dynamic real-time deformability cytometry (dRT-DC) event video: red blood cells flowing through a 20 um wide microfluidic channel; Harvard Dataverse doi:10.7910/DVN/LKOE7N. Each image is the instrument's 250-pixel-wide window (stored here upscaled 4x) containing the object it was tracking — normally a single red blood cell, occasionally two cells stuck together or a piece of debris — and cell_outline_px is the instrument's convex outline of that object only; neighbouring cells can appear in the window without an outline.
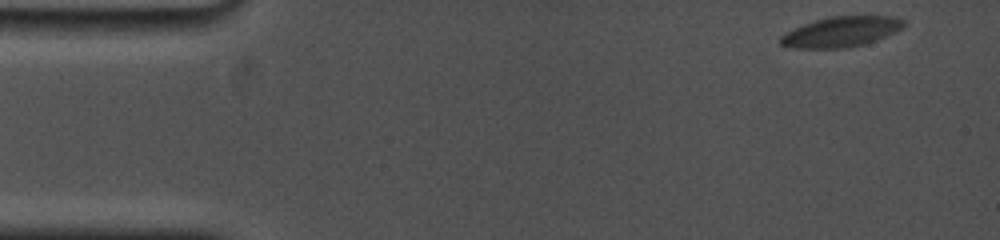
{"species": "common noctule bat (a hibernating species)", "species_latin": "Nyctalus noctula", "temperature_condition": "cold", "stored_images_in_passage": 33, "camera_frame_rate_fps": 5000, "um_per_image_px": 0.085, "animal": {"sex": "female", "body_mass_g": 19.0, "forearm_length_mm": 53.3}, "frame": {"image": 1, "passage_image": 1, "time_ms": 0.0, "image_size_px": [1000, 240], "cell_outline_px": [[908, 24], [904, 28], [864, 44], [844, 48], [792, 48], [780, 44], [780, 36], [804, 24], [828, 16], [896, 16], [904, 20]], "centroid_in_image_um": [71.54, 2.69], "position_along_channel_um": 13.5, "area_um2": 21.62}}
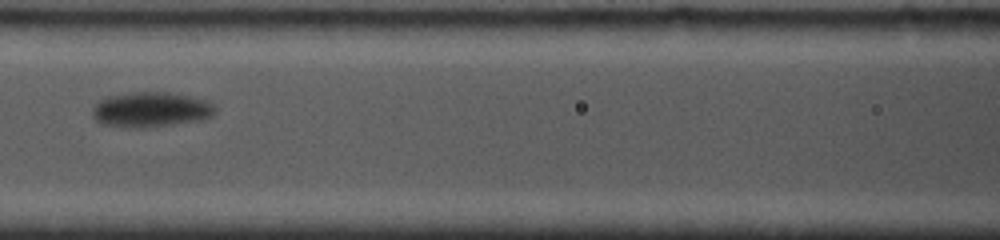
{"frame": {"image": 2, "passage_image": 19, "time_ms": 7.0, "image_size_px": [1000, 240], "cell_outline_px": [[216, 112], [212, 116], [204, 120], [144, 128], [136, 128], [104, 124], [96, 120], [92, 116], [92, 108], [104, 96], [136, 92], [168, 92], [188, 96], [204, 100], [212, 104], [216, 108]], "centroid_in_image_um": [12.82, 9.32], "position_along_channel_um": 153.8, "area_um2": 25.14}}
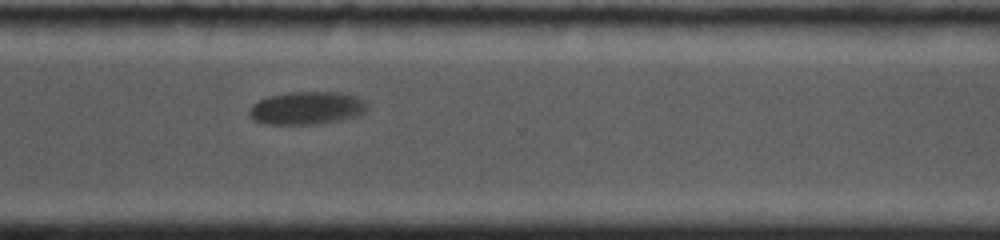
{"frame": {"image": 3, "passage_image": 33, "time_ms": 12.4, "image_size_px": [1000, 240], "cell_outline_px": [[368, 108], [360, 116], [340, 120], [312, 124], [264, 124], [252, 120], [248, 112], [252, 104], [268, 96], [288, 92], [340, 92], [356, 96], [364, 100], [368, 104]], "centroid_in_image_um": [26.08, 9.18], "position_along_channel_um": 344.5, "area_um2": 22.83}}